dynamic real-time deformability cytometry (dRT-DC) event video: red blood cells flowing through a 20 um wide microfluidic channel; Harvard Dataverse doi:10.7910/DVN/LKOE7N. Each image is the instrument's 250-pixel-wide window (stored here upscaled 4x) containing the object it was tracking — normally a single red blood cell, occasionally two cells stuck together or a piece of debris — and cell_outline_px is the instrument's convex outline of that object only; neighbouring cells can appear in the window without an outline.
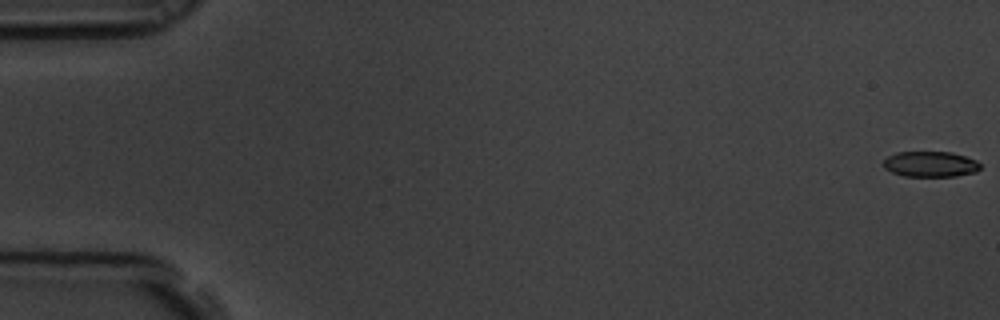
{"species": "common noctule bat (a hibernating species)", "species_latin": "Nyctalus noctula", "temperature_condition": "room temperature", "stored_images_in_passage": 60, "camera_frame_rate_fps": 3000, "um_per_image_px": 0.085, "animal": {"sex": "male", "body_mass_g": 19.5, "forearm_length_mm": 54.6}, "frame": {"image": 1, "passage_image": 1, "time_ms": 0.0, "image_size_px": [1000, 320], "cell_outline_px": [[980, 168], [976, 172], [956, 176], [904, 176], [892, 172], [884, 168], [884, 160], [888, 156], [896, 152], [952, 152], [976, 160], [980, 164]], "centroid_in_image_um": [79.09, 13.95], "position_along_channel_um": 5.9, "area_um2": 14.39}}
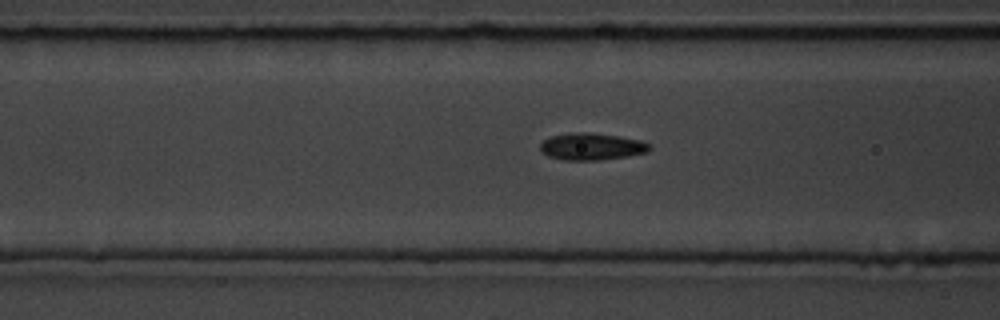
{"frame": {"image": 2, "passage_image": 24, "time_ms": 7.667, "image_size_px": [1000, 320], "cell_outline_px": [[652, 148], [648, 152], [628, 156], [600, 160], [564, 160], [548, 156], [540, 152], [540, 144], [544, 140], [552, 136], [568, 132], [588, 132], [616, 136], [640, 140], [648, 144]], "centroid_in_image_um": [50.26, 12.46], "position_along_channel_um": 116.3, "area_um2": 17.22}}
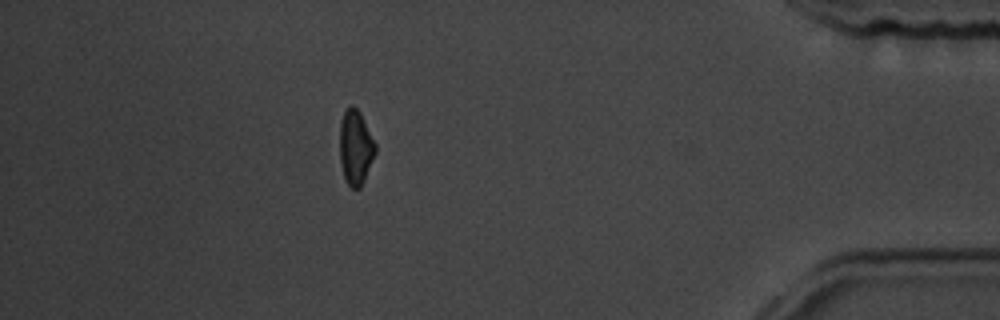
{"frame": {"image": 3, "passage_image": 53, "time_ms": 17.333, "image_size_px": [1000, 320], "cell_outline_px": [[376, 152], [364, 180], [360, 188], [352, 188], [348, 184], [344, 176], [340, 160], [340, 124], [344, 112], [352, 104], [360, 112], [376, 144]], "centroid_in_image_um": [30.23, 12.52], "position_along_channel_um": 405.0, "area_um2": 15.32}, "authors_computed_cell_mechanics": {"area_um2": 16.2418, "velocity_mm_per_s": 3.4672, "shape_relaxation_time_tau1_ms": 9.2907, "shape_relaxation_time_tau2_ms": 2.2946, "deformation_change_tau1": 0.1535, "deformation_change_tau2": 0.08}}